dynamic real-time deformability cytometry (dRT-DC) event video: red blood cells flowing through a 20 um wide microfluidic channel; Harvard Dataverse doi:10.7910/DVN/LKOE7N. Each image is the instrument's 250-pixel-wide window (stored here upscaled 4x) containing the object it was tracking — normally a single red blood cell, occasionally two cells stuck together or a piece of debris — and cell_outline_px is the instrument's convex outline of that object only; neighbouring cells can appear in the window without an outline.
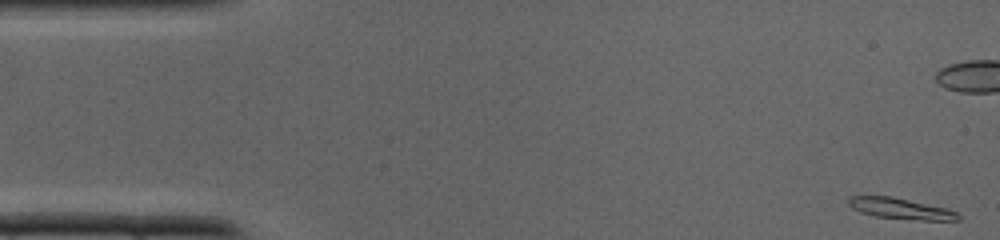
{"species": "common noctule bat (a hibernating species)", "species_latin": "Nyctalus noctula", "temperature_condition": "cold", "stored_images_in_passage": 38, "camera_frame_rate_fps": 3000, "um_per_image_px": 0.085, "animal": {"sex": "male", "body_mass_g": 19.0, "forearm_length_mm": 50.8}, "frame": {"image": 1, "passage_image": 1, "time_ms": 0.0, "image_size_px": [1000, 240], "cell_outline_px": [[960, 220], [920, 220], [876, 216], [860, 212], [852, 208], [848, 204], [848, 196], [892, 196], [944, 208], [956, 212], [960, 216]], "centroid_in_image_um": [76.51, 17.72], "position_along_channel_um": 8.5, "area_um2": 13.12}}